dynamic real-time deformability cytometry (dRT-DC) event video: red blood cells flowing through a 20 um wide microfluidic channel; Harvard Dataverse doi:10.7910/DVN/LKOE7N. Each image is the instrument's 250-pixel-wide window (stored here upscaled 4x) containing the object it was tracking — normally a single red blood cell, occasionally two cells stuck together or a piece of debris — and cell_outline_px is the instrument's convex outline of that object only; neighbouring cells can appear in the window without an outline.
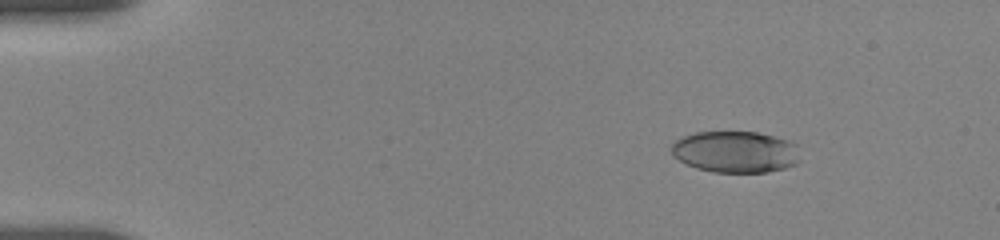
{"species": "human", "species_latin": "Homo sapiens", "temperature_condition": "room temperature", "stored_images_in_passage": 52, "camera_frame_rate_fps": 3000, "um_per_image_px": 0.085, "donor": {"sex": "female"}, "frame": {"image": 1, "passage_image": 7, "time_ms": 2.333, "image_size_px": [1000, 240], "cell_outline_px": [[800, 160], [796, 164], [784, 168], [768, 172], [712, 172], [696, 168], [672, 156], [672, 144], [676, 140], [684, 136], [696, 132], [756, 132], [788, 140], [796, 144]], "centroid_in_image_um": [62.52, 12.91], "position_along_channel_um": 22.5, "area_um2": 31.1}}
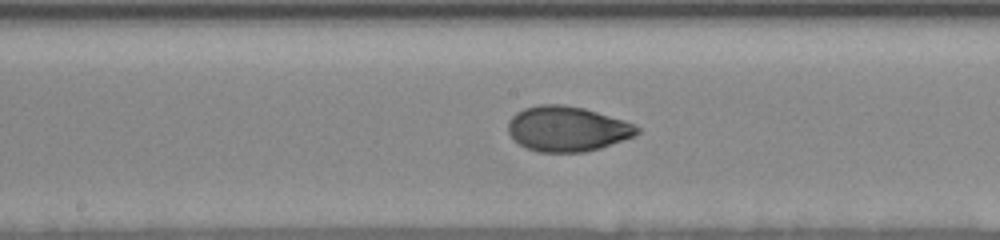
{"frame": {"image": 2, "passage_image": 30, "time_ms": 9.667, "image_size_px": [1000, 240], "cell_outline_px": [[640, 132], [632, 136], [600, 148], [584, 152], [540, 152], [528, 148], [520, 144], [508, 132], [508, 120], [516, 112], [524, 108], [540, 104], [564, 104], [584, 108], [624, 120], [636, 124], [640, 128]], "centroid_in_image_um": [48.21, 10.93], "position_along_channel_um": 200.0, "area_um2": 33.81}}
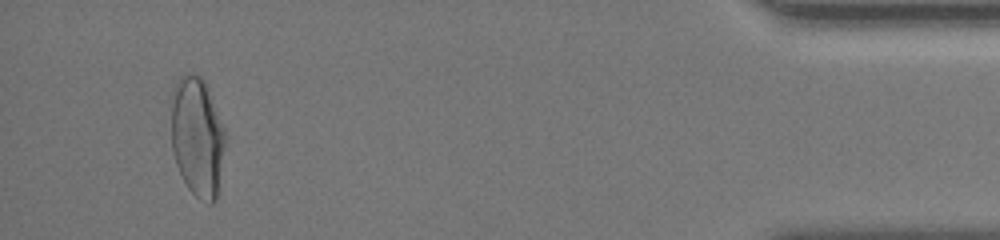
{"frame": {"image": 3, "passage_image": 51, "time_ms": 17.333, "image_size_px": [1000, 240], "cell_outline_px": [[224, 144], [216, 200], [212, 204], [208, 204], [200, 200], [188, 188], [176, 164], [172, 152], [168, 100], [172, 88], [176, 80], [184, 72], [192, 72], [200, 76], [204, 80], [224, 128]], "centroid_in_image_um": [16.68, 11.55], "position_along_channel_um": 418.5, "area_um2": 38.38}, "authors_computed_cell_mechanics": {"area_um2": 33.3506, "velocity_mm_per_s": 3.6611, "shape_relaxation_time_tau1_ms": 5.9049, "shape_relaxation_time_tau2_ms": null, "deformation_change_tau1": 0.1936, "deformation_change_tau2": null}}